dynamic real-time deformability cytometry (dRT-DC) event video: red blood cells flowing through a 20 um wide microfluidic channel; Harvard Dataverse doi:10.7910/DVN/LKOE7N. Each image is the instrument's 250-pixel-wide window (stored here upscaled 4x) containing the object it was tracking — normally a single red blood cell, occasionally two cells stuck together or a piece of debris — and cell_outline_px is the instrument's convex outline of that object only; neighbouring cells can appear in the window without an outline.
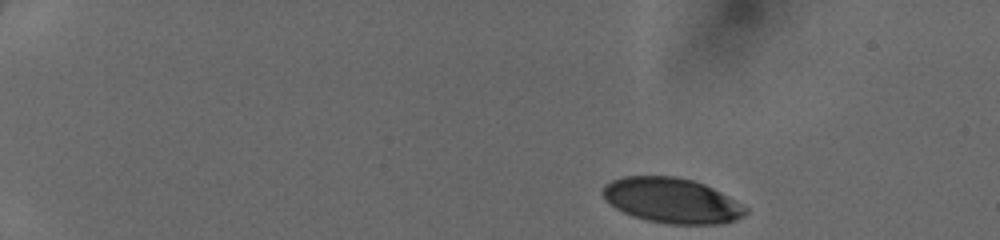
{"species": "human", "species_latin": "Homo sapiens", "temperature_condition": "cold", "stored_images_in_passage": 39, "camera_frame_rate_fps": 3000, "um_per_image_px": 0.085, "donor": {"sex": "female"}, "frame": {"image": 1, "passage_image": 1, "time_ms": 0.0, "image_size_px": [1000, 240], "cell_outline_px": [[748, 212], [744, 216], [736, 220], [724, 224], [668, 224], [648, 220], [632, 216], [616, 208], [604, 200], [600, 192], [604, 184], [612, 180], [624, 176], [676, 176], [692, 180], [704, 184], [728, 196], [748, 208]], "centroid_in_image_um": [57.09, 17.04], "position_along_channel_um": 27.9, "area_um2": 37.8}}
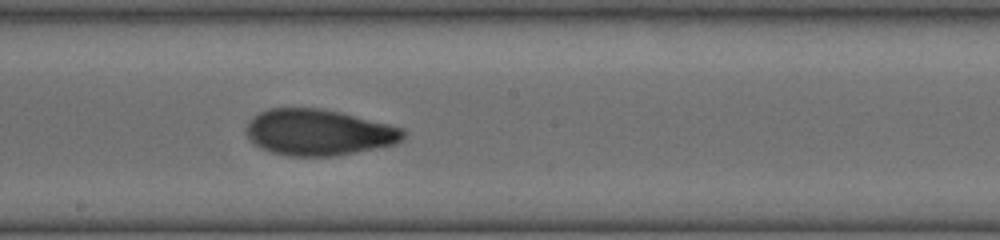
{"frame": {"image": 2, "passage_image": 23, "time_ms": 7.333, "image_size_px": [1000, 240], "cell_outline_px": [[404, 140], [396, 144], [336, 156], [288, 156], [272, 152], [260, 148], [244, 132], [244, 128], [248, 120], [252, 116], [268, 108], [320, 108], [340, 112], [404, 128]], "centroid_in_image_um": [27.06, 11.25], "position_along_channel_um": 221.1, "area_um2": 42.43}}
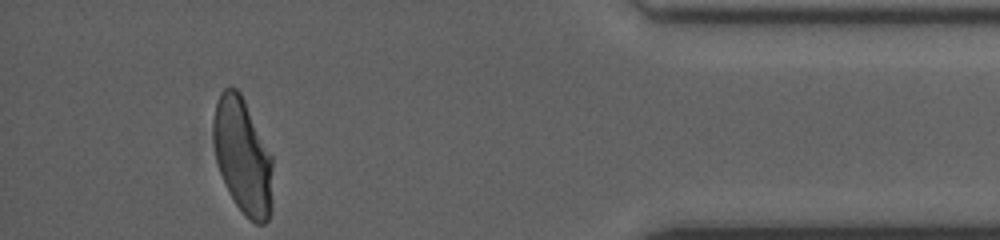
{"frame": {"image": 3, "passage_image": 39, "time_ms": 12.667, "image_size_px": [1000, 240], "cell_outline_px": [[272, 208], [268, 220], [264, 224], [256, 224], [244, 216], [232, 200], [228, 192], [220, 172], [216, 160], [212, 120], [216, 100], [220, 92], [224, 88], [236, 88], [240, 92], [272, 156]], "centroid_in_image_um": [20.63, 13.31], "position_along_channel_um": 414.6, "area_um2": 40.23}}